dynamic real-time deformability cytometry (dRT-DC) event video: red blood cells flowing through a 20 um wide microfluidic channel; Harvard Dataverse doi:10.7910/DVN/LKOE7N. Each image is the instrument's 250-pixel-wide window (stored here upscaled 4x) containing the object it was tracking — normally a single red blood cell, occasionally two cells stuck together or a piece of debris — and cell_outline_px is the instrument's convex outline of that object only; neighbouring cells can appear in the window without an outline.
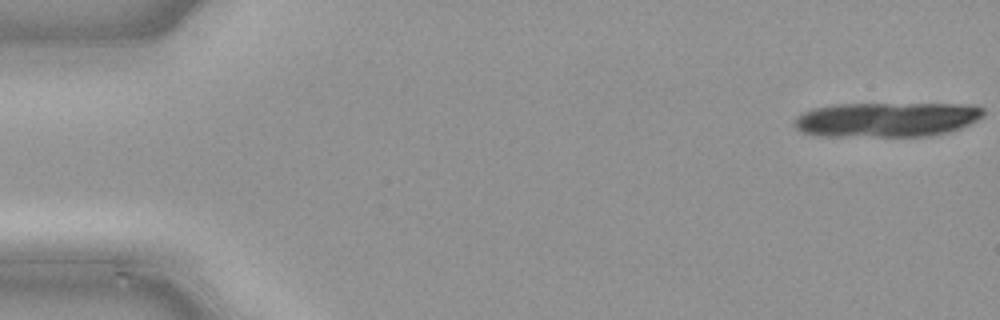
{"species": "common noctule bat (a hibernating species)", "species_latin": "Nyctalus noctula", "temperature_condition": "cold", "stored_images_in_passage": 12, "camera_frame_rate_fps": 3000, "um_per_image_px": 0.085, "animal": {"sex": "male", "body_mass_g": 21.5, "forearm_length_mm": 52.0}, "frame": {"image": 1, "passage_image": 1, "time_ms": 0.0, "image_size_px": [1000, 320], "cell_outline_px": [[984, 116], [960, 128], [948, 132], [928, 136], [820, 136], [804, 132], [796, 128], [796, 120], [804, 112], [812, 108], [832, 104], [976, 104], [984, 108]], "centroid_in_image_um": [75.43, 10.15], "position_along_channel_um": 9.6, "area_um2": 38.21}}